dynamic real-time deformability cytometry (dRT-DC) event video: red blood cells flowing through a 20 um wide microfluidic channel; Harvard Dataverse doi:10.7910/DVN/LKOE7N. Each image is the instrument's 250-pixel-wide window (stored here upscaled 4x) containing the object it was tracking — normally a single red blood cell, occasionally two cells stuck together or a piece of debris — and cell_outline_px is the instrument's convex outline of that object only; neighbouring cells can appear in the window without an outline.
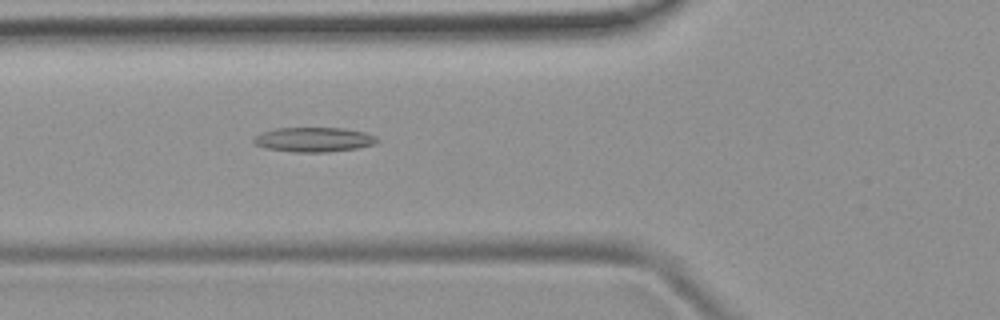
{"species": "common noctule bat (a hibernating species)", "species_latin": "Nyctalus noctula", "temperature_condition": "room temperature", "stored_images_in_passage": 31, "camera_frame_rate_fps": 3000, "um_per_image_px": 0.085, "animal": {"sex": "female", "body_mass_g": 19.9}, "frame": {"image": 1, "passage_image": 16, "time_ms": 5.0, "image_size_px": [1000, 320], "cell_outline_px": [[380, 140], [376, 144], [356, 148], [328, 152], [292, 152], [264, 148], [256, 144], [252, 140], [260, 132], [276, 128], [344, 128], [364, 132], [376, 136]], "centroid_in_image_um": [26.68, 11.86], "position_along_channel_um": 99.1, "area_um2": 17.8}}
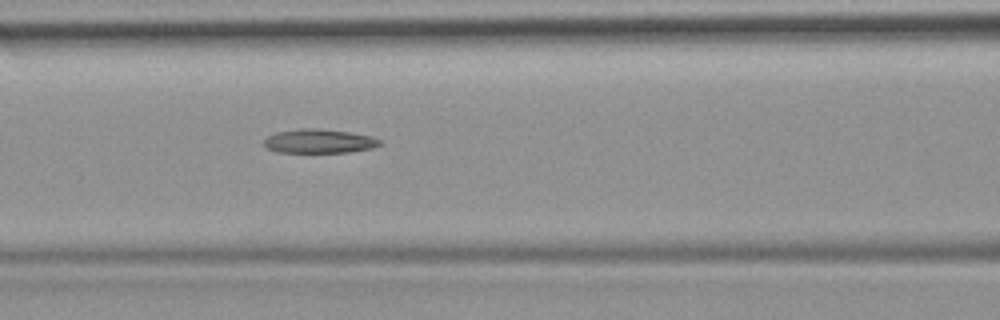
{"frame": {"image": 2, "passage_image": 19, "time_ms": 6.0, "image_size_px": [1000, 320], "cell_outline_px": [[384, 144], [372, 148], [348, 152], [276, 152], [268, 148], [264, 144], [264, 140], [268, 136], [276, 132], [300, 128], [320, 128], [348, 132], [372, 136], [380, 140]], "centroid_in_image_um": [27.14, 11.99], "position_along_channel_um": 139.5, "area_um2": 16.24}}
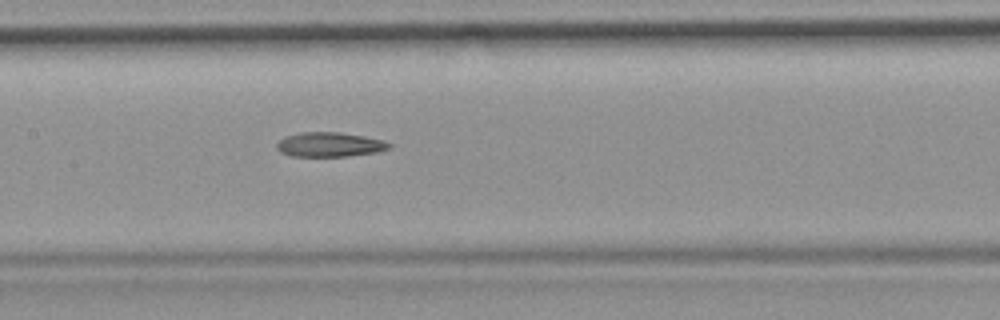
{"frame": {"image": 3, "passage_image": 22, "time_ms": 7.0, "image_size_px": [1000, 320], "cell_outline_px": [[392, 148], [376, 152], [348, 156], [292, 156], [280, 152], [276, 148], [276, 144], [284, 136], [300, 132], [340, 132], [364, 136], [384, 140], [392, 144]], "centroid_in_image_um": [28.03, 12.28], "position_along_channel_um": 179.4, "area_um2": 16.18}}